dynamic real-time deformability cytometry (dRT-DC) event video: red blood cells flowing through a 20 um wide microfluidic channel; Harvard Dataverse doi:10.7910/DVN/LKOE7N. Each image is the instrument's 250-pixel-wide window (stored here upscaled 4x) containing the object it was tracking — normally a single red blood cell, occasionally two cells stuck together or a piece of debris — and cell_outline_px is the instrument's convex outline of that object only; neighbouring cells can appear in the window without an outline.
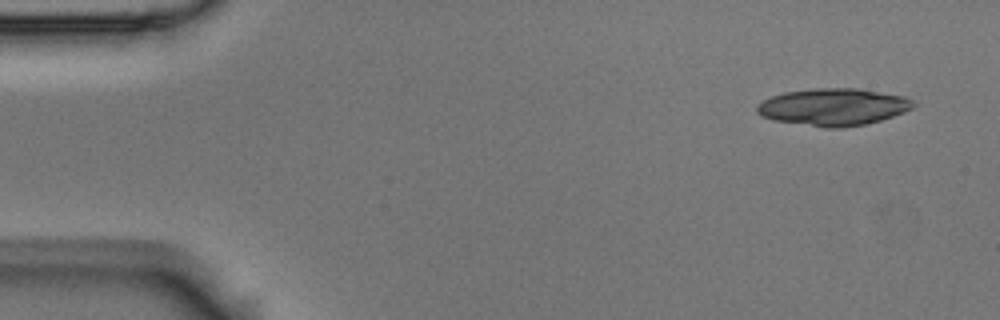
{"species": "Egyptian fruit bat (a non-hibernating species)", "species_latin": "Rousettus aegyptiacus", "temperature_condition": "room temperature", "stored_images_in_passage": 4, "camera_frame_rate_fps": 3000, "um_per_image_px": 0.085, "animal": {"sex": "male"}, "frame": {"image": 1, "passage_image": 1, "time_ms": 0.0, "image_size_px": [1000, 320], "cell_outline_px": [[916, 104], [912, 108], [904, 112], [880, 120], [864, 124], [836, 128], [828, 128], [772, 120], [760, 116], [756, 112], [756, 108], [764, 100], [772, 96], [784, 92], [812, 88], [860, 88], [904, 96], [912, 100]], "centroid_in_image_um": [70.82, 9.08], "position_along_channel_um": 14.2, "area_um2": 33.81}}